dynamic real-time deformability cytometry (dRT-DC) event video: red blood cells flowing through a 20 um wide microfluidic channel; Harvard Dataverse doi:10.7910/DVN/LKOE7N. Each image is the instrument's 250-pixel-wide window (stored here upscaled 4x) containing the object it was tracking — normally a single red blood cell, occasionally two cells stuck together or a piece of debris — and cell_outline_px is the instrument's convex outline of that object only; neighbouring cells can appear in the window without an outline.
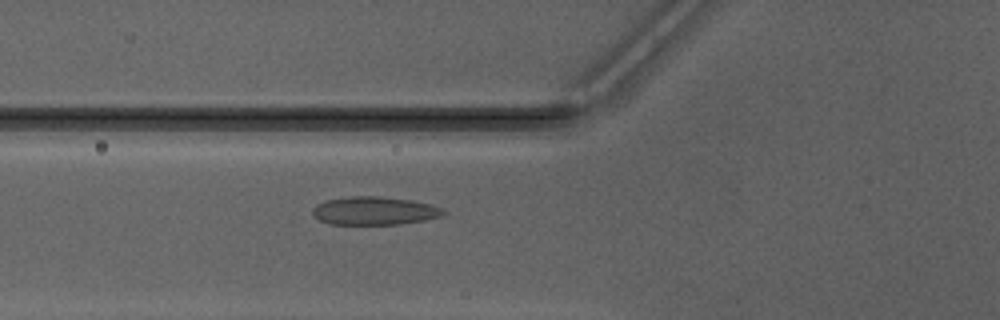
{"species": "Egyptian fruit bat (a non-hibernating species)", "species_latin": "Rousettus aegyptiacus", "temperature_condition": "warm", "stored_images_in_passage": 37, "camera_frame_rate_fps": 3000, "um_per_image_px": 0.085, "animal": {"sex": "male"}, "frame": {"image": 1, "passage_image": 6, "time_ms": 1.667, "image_size_px": [1000, 320], "cell_outline_px": [[448, 212], [440, 216], [424, 220], [400, 224], [328, 224], [320, 220], [312, 212], [312, 208], [316, 204], [328, 200], [352, 196], [380, 196], [408, 200], [432, 204], [444, 208]], "centroid_in_image_um": [31.85, 17.92], "position_along_channel_um": 93.9, "area_um2": 21.44}}
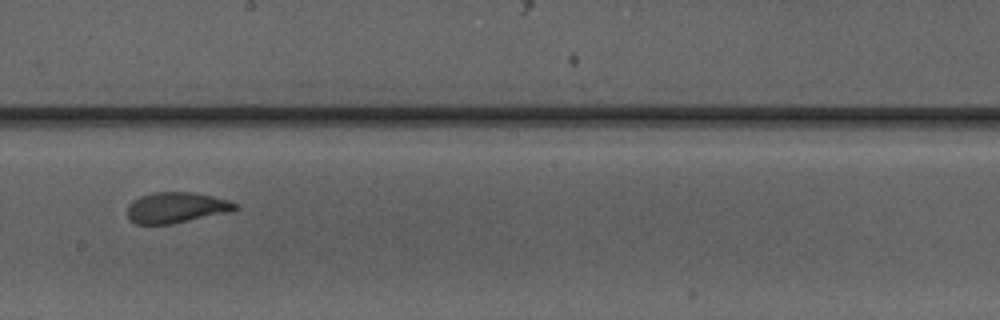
{"frame": {"image": 2, "passage_image": 16, "time_ms": 5.0, "image_size_px": [1000, 320], "cell_outline_px": [[240, 208], [232, 212], [172, 224], [136, 224], [128, 220], [128, 204], [132, 200], [140, 196], [152, 192], [192, 192], [212, 196], [228, 200], [240, 204]], "centroid_in_image_um": [15.01, 17.65], "position_along_channel_um": 233.2, "area_um2": 19.71}}
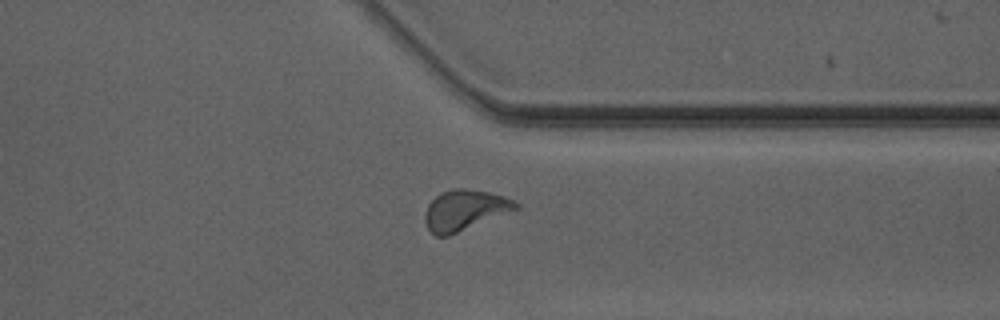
{"frame": {"image": 3, "passage_image": 26, "time_ms": 8.333, "image_size_px": [1000, 320], "cell_outline_px": [[520, 208], [448, 236], [436, 236], [428, 228], [424, 220], [424, 216], [428, 204], [440, 192], [452, 188], [464, 188], [488, 192], [504, 196], [520, 204]], "centroid_in_image_um": [39.49, 17.85], "position_along_channel_um": 371.9, "area_um2": 21.33}, "authors_computed_cell_mechanics": {"area_um2": 20.1722, "velocity_mm_per_s": 4.1727, "shape_relaxation_time_tau1_ms": 6.5835, "shape_relaxation_time_tau2_ms": 0.7586, "deformation_change_tau1": 0.1846, "deformation_change_tau2": 0.0637}}